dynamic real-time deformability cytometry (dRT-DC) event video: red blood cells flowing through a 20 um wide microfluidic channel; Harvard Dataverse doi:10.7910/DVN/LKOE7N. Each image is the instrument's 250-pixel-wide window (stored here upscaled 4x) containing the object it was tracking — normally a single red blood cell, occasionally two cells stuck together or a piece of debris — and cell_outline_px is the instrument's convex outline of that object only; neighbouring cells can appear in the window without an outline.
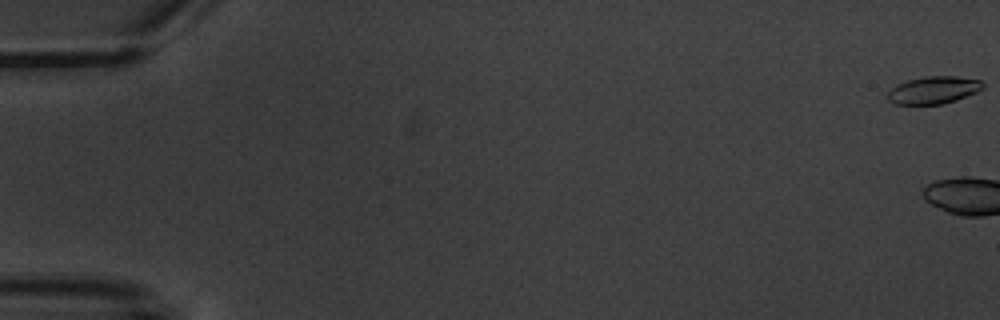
{"species": "common noctule bat (a hibernating species)", "species_latin": "Nyctalus noctula", "temperature_condition": "warm", "stored_images_in_passage": 8, "segment_of_instrument_passage": [1, 2], "camera_frame_rate_fps": 3000, "um_per_image_px": 0.085, "animal": {"sex": "male", "body_mass_g": 20.1, "forearm_length_mm": 53.5}, "frame": {"image": 1, "passage_image": 1, "time_ms": 0.0, "image_size_px": [1000, 320], "cell_outline_px": [[984, 88], [976, 92], [956, 100], [944, 104], [896, 104], [888, 100], [888, 92], [892, 88], [908, 80], [924, 76], [956, 76], [980, 80], [984, 84]], "centroid_in_image_um": [79.38, 7.65], "position_along_channel_um": 5.6, "area_um2": 15.09}}